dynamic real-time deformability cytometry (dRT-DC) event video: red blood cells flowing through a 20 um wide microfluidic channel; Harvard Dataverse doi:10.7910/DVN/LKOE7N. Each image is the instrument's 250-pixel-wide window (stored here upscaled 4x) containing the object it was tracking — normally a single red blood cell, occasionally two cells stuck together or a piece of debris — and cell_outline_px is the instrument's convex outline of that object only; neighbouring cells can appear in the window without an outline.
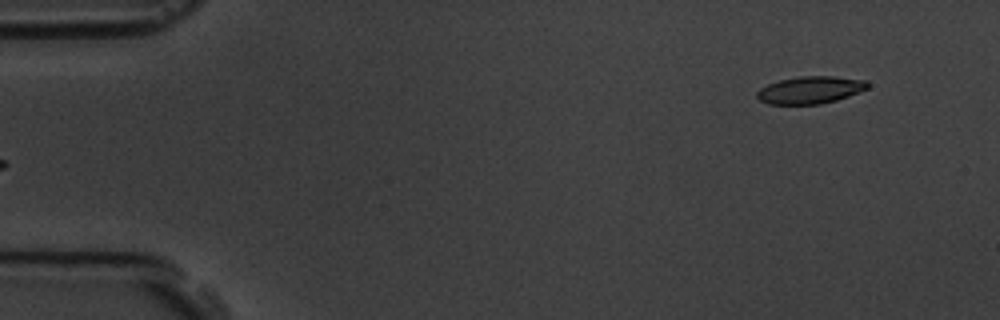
{"species": "common noctule bat (a hibernating species)", "species_latin": "Nyctalus noctula", "temperature_condition": "room temperature", "stored_images_in_passage": 3, "camera_frame_rate_fps": 3000, "um_per_image_px": 0.085, "animal": {"sex": "male", "body_mass_g": 19.5, "forearm_length_mm": 54.6}, "frame": {"image": 1, "passage_image": 3, "time_ms": 2.333, "image_size_px": [1000, 320], "cell_outline_px": [[868, 88], [848, 96], [836, 100], [820, 104], [768, 104], [760, 100], [756, 96], [756, 92], [760, 88], [768, 84], [780, 80], [800, 76], [832, 76], [864, 80], [868, 84]], "centroid_in_image_um": [68.83, 7.65], "position_along_channel_um": 16.2, "area_um2": 17.46}}